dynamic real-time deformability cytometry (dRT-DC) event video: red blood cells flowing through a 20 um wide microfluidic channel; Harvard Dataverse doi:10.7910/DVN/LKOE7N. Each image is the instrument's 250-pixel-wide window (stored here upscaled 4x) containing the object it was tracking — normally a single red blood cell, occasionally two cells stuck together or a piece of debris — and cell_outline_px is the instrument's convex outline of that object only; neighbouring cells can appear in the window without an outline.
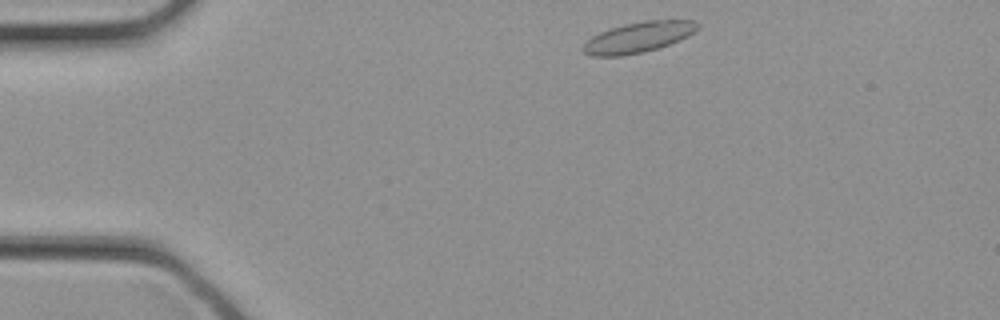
{"species": "common noctule bat (a hibernating species)", "species_latin": "Nyctalus noctula", "temperature_condition": "cold", "stored_images_in_passage": 7, "camera_frame_rate_fps": 3000, "um_per_image_px": 0.085, "animal": {"sex": "female", "body_mass_g": 21.9}, "frame": {"image": 1, "passage_image": 1, "time_ms": 0.0, "image_size_px": [1000, 320], "cell_outline_px": [[700, 28], [688, 36], [680, 40], [644, 52], [620, 56], [592, 56], [584, 52], [580, 48], [592, 36], [608, 28], [624, 24], [648, 20], [692, 20], [700, 24]], "centroid_in_image_um": [54.26, 3.16], "position_along_channel_um": 30.7, "area_um2": 20.4}}
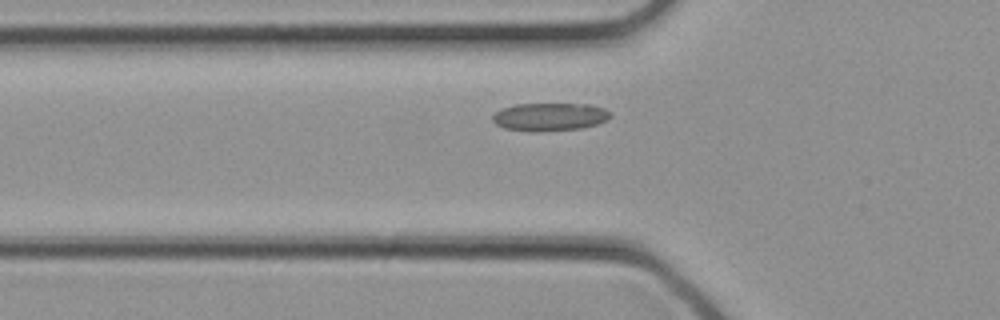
{"frame": {"image": 2, "passage_image": 6, "time_ms": 1.667, "image_size_px": [1000, 320], "cell_outline_px": [[612, 116], [608, 120], [596, 124], [580, 128], [536, 132], [528, 132], [504, 128], [496, 124], [492, 120], [492, 116], [496, 112], [504, 108], [516, 104], [588, 104], [604, 108]], "centroid_in_image_um": [46.71, 9.94], "position_along_channel_um": 79.1, "area_um2": 19.19}}